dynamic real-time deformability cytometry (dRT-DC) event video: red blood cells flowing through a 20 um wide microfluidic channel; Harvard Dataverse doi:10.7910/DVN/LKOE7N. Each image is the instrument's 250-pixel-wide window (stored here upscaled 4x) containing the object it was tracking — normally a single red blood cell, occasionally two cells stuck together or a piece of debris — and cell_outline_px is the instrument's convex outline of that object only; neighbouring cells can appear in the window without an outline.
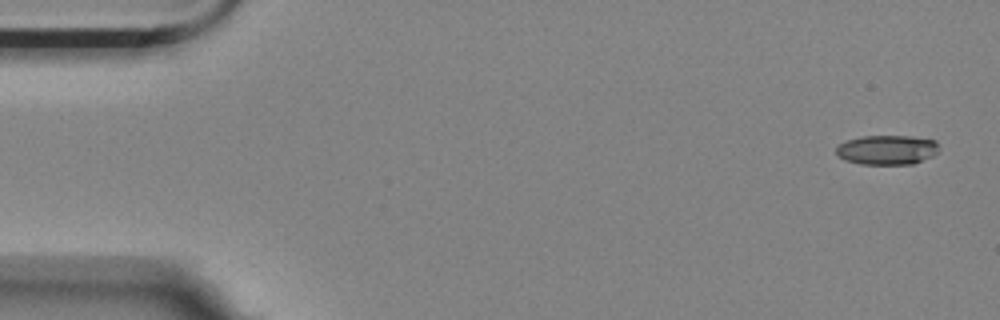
{"species": "Egyptian fruit bat (a non-hibernating species)", "species_latin": "Rousettus aegyptiacus", "temperature_condition": "room temperature", "stored_images_in_passage": 5, "camera_frame_rate_fps": 3000, "um_per_image_px": 0.085, "animal": {"sex": "female"}, "frame": {"image": 1, "passage_image": 1, "time_ms": 0.0, "image_size_px": [1000, 320], "cell_outline_px": [[936, 152], [932, 156], [912, 164], [860, 164], [844, 160], [836, 152], [836, 148], [840, 144], [848, 140], [864, 136], [912, 136], [936, 140]], "centroid_in_image_um": [75.38, 12.74], "position_along_channel_um": 9.6, "area_um2": 17.46}}
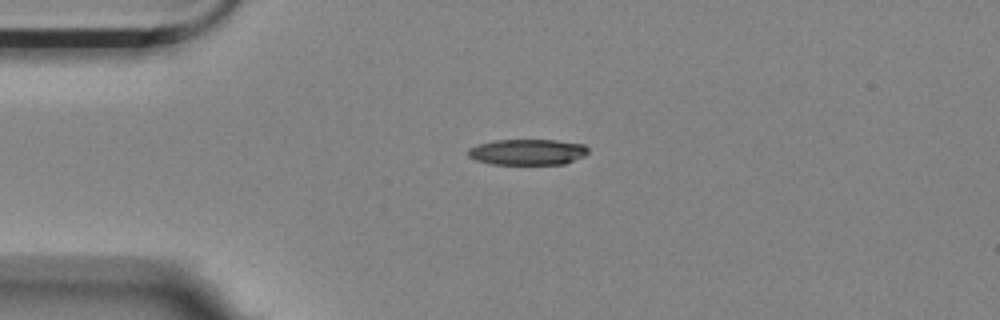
{"frame": {"image": 2, "passage_image": 4, "time_ms": 1.0, "image_size_px": [1000, 320], "cell_outline_px": [[588, 152], [584, 156], [564, 164], [492, 164], [476, 160], [468, 156], [468, 148], [476, 144], [496, 140], [556, 140], [584, 144], [588, 148]], "centroid_in_image_um": [44.83, 12.92], "position_along_channel_um": 40.2, "area_um2": 18.15}}